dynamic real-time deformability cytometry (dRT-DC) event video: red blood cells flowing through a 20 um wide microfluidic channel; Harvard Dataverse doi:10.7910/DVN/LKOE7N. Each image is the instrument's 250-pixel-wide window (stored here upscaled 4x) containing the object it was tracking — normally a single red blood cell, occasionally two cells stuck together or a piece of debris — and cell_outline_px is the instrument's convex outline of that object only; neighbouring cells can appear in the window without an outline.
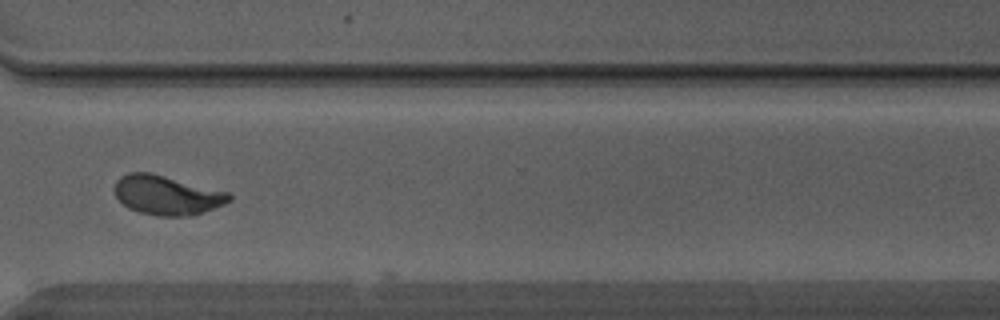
{"species": "Egyptian fruit bat (a non-hibernating species)", "species_latin": "Rousettus aegyptiacus", "temperature_condition": "warm", "stored_images_in_passage": 44, "camera_frame_rate_fps": 3000, "um_per_image_px": 0.085, "animal": {"sex": "male"}, "frame": {"image": 1, "passage_image": 33, "time_ms": 10.667, "image_size_px": [1000, 320], "cell_outline_px": [[232, 200], [224, 204], [204, 212], [188, 216], [156, 216], [140, 212], [128, 208], [116, 196], [116, 180], [120, 176], [128, 172], [152, 172], [228, 192], [232, 196]], "centroid_in_image_um": [14.2, 16.58], "position_along_channel_um": 356.4, "area_um2": 26.3}}
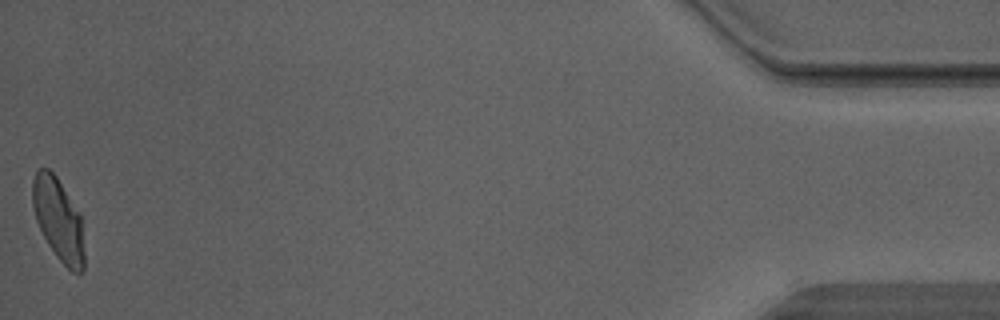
{"frame": {"image": 2, "passage_image": 44, "time_ms": 14.333, "image_size_px": [1000, 320], "cell_outline_px": [[84, 268], [80, 272], [72, 272], [56, 256], [48, 244], [36, 220], [32, 204], [32, 180], [36, 172], [40, 168], [48, 168], [56, 176], [80, 216], [84, 252]], "centroid_in_image_um": [4.94, 18.66], "position_along_channel_um": 430.3, "area_um2": 24.33}}